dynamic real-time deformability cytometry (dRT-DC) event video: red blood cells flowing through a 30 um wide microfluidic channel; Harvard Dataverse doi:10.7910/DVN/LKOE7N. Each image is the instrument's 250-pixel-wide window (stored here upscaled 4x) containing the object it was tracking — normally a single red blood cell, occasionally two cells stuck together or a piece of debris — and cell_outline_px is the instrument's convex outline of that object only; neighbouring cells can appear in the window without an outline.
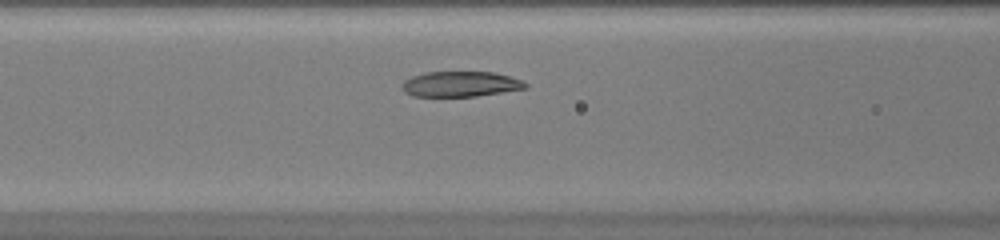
{"species": "common noctule bat (a hibernating species)", "species_latin": "Nyctalus noctula", "temperature_condition": "warm", "stored_images_in_passage": 29, "camera_frame_rate_fps": 3000, "um_per_image_px": 0.085, "animal": {"sex": "female", "body_mass_g": 20.0, "forearm_length_mm": 54.0}, "frame": {"image": 1, "passage_image": 8, "time_ms": 2.333, "image_size_px": [1000, 240], "cell_outline_px": [[528, 88], [476, 96], [412, 96], [404, 92], [400, 88], [400, 84], [404, 80], [412, 76], [424, 72], [492, 72], [508, 76], [520, 80], [528, 84]], "centroid_in_image_um": [39.08, 7.15], "position_along_channel_um": 127.5, "area_um2": 18.26}}
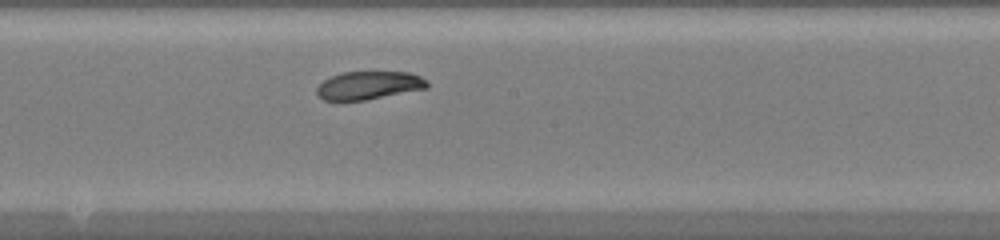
{"frame": {"image": 2, "passage_image": 14, "time_ms": 4.333, "image_size_px": [1000, 240], "cell_outline_px": [[428, 88], [364, 100], [324, 100], [316, 96], [316, 88], [324, 80], [332, 76], [344, 72], [408, 72], [420, 76], [428, 80]], "centroid_in_image_um": [31.35, 7.25], "position_along_channel_um": 216.9, "area_um2": 18.03}}
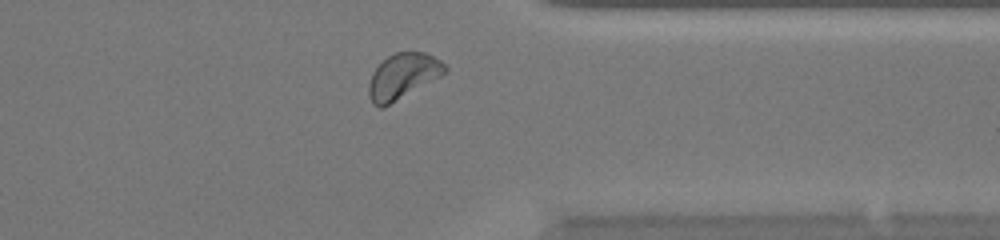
{"frame": {"image": 3, "passage_image": 25, "time_ms": 8.0, "image_size_px": [1000, 240], "cell_outline_px": [[448, 68], [440, 76], [384, 108], [380, 108], [372, 104], [368, 96], [368, 84], [372, 72], [388, 56], [396, 52], [424, 52], [448, 64]], "centroid_in_image_um": [34.22, 6.49], "position_along_channel_um": 377.2, "area_um2": 20.17}}